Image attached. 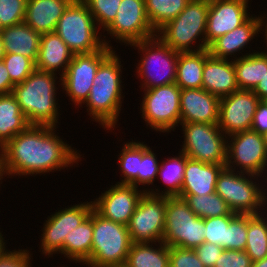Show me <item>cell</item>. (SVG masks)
<instances>
[{
    "label": "cell",
    "mask_w": 267,
    "mask_h": 267,
    "mask_svg": "<svg viewBox=\"0 0 267 267\" xmlns=\"http://www.w3.org/2000/svg\"><path fill=\"white\" fill-rule=\"evenodd\" d=\"M112 267H129V266L124 263V264L116 265V266H112Z\"/></svg>",
    "instance_id": "680465c9"
},
{
    "label": "cell",
    "mask_w": 267,
    "mask_h": 267,
    "mask_svg": "<svg viewBox=\"0 0 267 267\" xmlns=\"http://www.w3.org/2000/svg\"><path fill=\"white\" fill-rule=\"evenodd\" d=\"M208 49L179 53L175 84L180 89L202 88V74Z\"/></svg>",
    "instance_id": "f546056e"
},
{
    "label": "cell",
    "mask_w": 267,
    "mask_h": 267,
    "mask_svg": "<svg viewBox=\"0 0 267 267\" xmlns=\"http://www.w3.org/2000/svg\"><path fill=\"white\" fill-rule=\"evenodd\" d=\"M1 229V228H0ZM4 234H2V231L0 230V253L6 248L8 247L6 245V240L5 238L3 237Z\"/></svg>",
    "instance_id": "f5cc1de1"
},
{
    "label": "cell",
    "mask_w": 267,
    "mask_h": 267,
    "mask_svg": "<svg viewBox=\"0 0 267 267\" xmlns=\"http://www.w3.org/2000/svg\"><path fill=\"white\" fill-rule=\"evenodd\" d=\"M251 130L261 135L267 132V105L261 100L257 105L251 125Z\"/></svg>",
    "instance_id": "7dc6e473"
},
{
    "label": "cell",
    "mask_w": 267,
    "mask_h": 267,
    "mask_svg": "<svg viewBox=\"0 0 267 267\" xmlns=\"http://www.w3.org/2000/svg\"><path fill=\"white\" fill-rule=\"evenodd\" d=\"M251 267H267V257L256 262H252Z\"/></svg>",
    "instance_id": "816d5d0a"
},
{
    "label": "cell",
    "mask_w": 267,
    "mask_h": 267,
    "mask_svg": "<svg viewBox=\"0 0 267 267\" xmlns=\"http://www.w3.org/2000/svg\"><path fill=\"white\" fill-rule=\"evenodd\" d=\"M73 0H27L24 22L39 34L55 32L58 20Z\"/></svg>",
    "instance_id": "d4e9b609"
},
{
    "label": "cell",
    "mask_w": 267,
    "mask_h": 267,
    "mask_svg": "<svg viewBox=\"0 0 267 267\" xmlns=\"http://www.w3.org/2000/svg\"><path fill=\"white\" fill-rule=\"evenodd\" d=\"M27 0H0V24L2 28L24 22Z\"/></svg>",
    "instance_id": "b9f144b4"
},
{
    "label": "cell",
    "mask_w": 267,
    "mask_h": 267,
    "mask_svg": "<svg viewBox=\"0 0 267 267\" xmlns=\"http://www.w3.org/2000/svg\"><path fill=\"white\" fill-rule=\"evenodd\" d=\"M29 125L15 97L0 95V149Z\"/></svg>",
    "instance_id": "f1b7e54d"
},
{
    "label": "cell",
    "mask_w": 267,
    "mask_h": 267,
    "mask_svg": "<svg viewBox=\"0 0 267 267\" xmlns=\"http://www.w3.org/2000/svg\"><path fill=\"white\" fill-rule=\"evenodd\" d=\"M252 261L245 251L223 250L213 267H251Z\"/></svg>",
    "instance_id": "f6af8a7d"
},
{
    "label": "cell",
    "mask_w": 267,
    "mask_h": 267,
    "mask_svg": "<svg viewBox=\"0 0 267 267\" xmlns=\"http://www.w3.org/2000/svg\"><path fill=\"white\" fill-rule=\"evenodd\" d=\"M2 30H3V28H2V26H1V24H0V33H1Z\"/></svg>",
    "instance_id": "6125c7cd"
},
{
    "label": "cell",
    "mask_w": 267,
    "mask_h": 267,
    "mask_svg": "<svg viewBox=\"0 0 267 267\" xmlns=\"http://www.w3.org/2000/svg\"><path fill=\"white\" fill-rule=\"evenodd\" d=\"M93 242L88 267H112L126 263L133 244L128 227L99 215L93 209Z\"/></svg>",
    "instance_id": "ba28073f"
},
{
    "label": "cell",
    "mask_w": 267,
    "mask_h": 267,
    "mask_svg": "<svg viewBox=\"0 0 267 267\" xmlns=\"http://www.w3.org/2000/svg\"><path fill=\"white\" fill-rule=\"evenodd\" d=\"M189 208L201 218L220 217L224 215H237L233 213L227 202L216 192L207 195L180 194Z\"/></svg>",
    "instance_id": "836d02e7"
},
{
    "label": "cell",
    "mask_w": 267,
    "mask_h": 267,
    "mask_svg": "<svg viewBox=\"0 0 267 267\" xmlns=\"http://www.w3.org/2000/svg\"><path fill=\"white\" fill-rule=\"evenodd\" d=\"M202 89L219 98L239 90L233 59L215 58L209 55L204 62Z\"/></svg>",
    "instance_id": "7402d4cb"
},
{
    "label": "cell",
    "mask_w": 267,
    "mask_h": 267,
    "mask_svg": "<svg viewBox=\"0 0 267 267\" xmlns=\"http://www.w3.org/2000/svg\"><path fill=\"white\" fill-rule=\"evenodd\" d=\"M262 136H263V140H264L265 147H266V150H267V132H265L264 134H262Z\"/></svg>",
    "instance_id": "9f6ffc18"
},
{
    "label": "cell",
    "mask_w": 267,
    "mask_h": 267,
    "mask_svg": "<svg viewBox=\"0 0 267 267\" xmlns=\"http://www.w3.org/2000/svg\"><path fill=\"white\" fill-rule=\"evenodd\" d=\"M258 34H261L260 17L259 15H252L240 27L214 40L208 46L209 54L215 58L230 59L231 57V60L232 58L234 60L246 56L247 54L255 53L256 50L252 49L253 52L249 50V53L247 52L245 55L242 54L244 51L243 49L246 48ZM240 53L242 56H239Z\"/></svg>",
    "instance_id": "44dd1931"
},
{
    "label": "cell",
    "mask_w": 267,
    "mask_h": 267,
    "mask_svg": "<svg viewBox=\"0 0 267 267\" xmlns=\"http://www.w3.org/2000/svg\"><path fill=\"white\" fill-rule=\"evenodd\" d=\"M125 264L129 267H169V246L162 241L133 243Z\"/></svg>",
    "instance_id": "1f68e13d"
},
{
    "label": "cell",
    "mask_w": 267,
    "mask_h": 267,
    "mask_svg": "<svg viewBox=\"0 0 267 267\" xmlns=\"http://www.w3.org/2000/svg\"><path fill=\"white\" fill-rule=\"evenodd\" d=\"M93 210L90 215L64 238V257L73 263L85 264L91 256L93 242Z\"/></svg>",
    "instance_id": "4316f807"
},
{
    "label": "cell",
    "mask_w": 267,
    "mask_h": 267,
    "mask_svg": "<svg viewBox=\"0 0 267 267\" xmlns=\"http://www.w3.org/2000/svg\"><path fill=\"white\" fill-rule=\"evenodd\" d=\"M115 49L104 45L100 50L87 54H75L61 77L63 93L69 97L72 104L80 108L88 99L93 79L99 65ZM65 91V92H64Z\"/></svg>",
    "instance_id": "7c38bea8"
},
{
    "label": "cell",
    "mask_w": 267,
    "mask_h": 267,
    "mask_svg": "<svg viewBox=\"0 0 267 267\" xmlns=\"http://www.w3.org/2000/svg\"><path fill=\"white\" fill-rule=\"evenodd\" d=\"M141 117L157 133L171 132L180 125V93L175 84L143 90Z\"/></svg>",
    "instance_id": "8fae6325"
},
{
    "label": "cell",
    "mask_w": 267,
    "mask_h": 267,
    "mask_svg": "<svg viewBox=\"0 0 267 267\" xmlns=\"http://www.w3.org/2000/svg\"><path fill=\"white\" fill-rule=\"evenodd\" d=\"M204 236V219L182 197L167 196L162 242L169 247L194 249L204 242Z\"/></svg>",
    "instance_id": "9c48e42d"
},
{
    "label": "cell",
    "mask_w": 267,
    "mask_h": 267,
    "mask_svg": "<svg viewBox=\"0 0 267 267\" xmlns=\"http://www.w3.org/2000/svg\"><path fill=\"white\" fill-rule=\"evenodd\" d=\"M129 141L124 142L118 155L117 165L121 169L120 175L123 179L116 183L129 184L138 188V171L142 160V142H138V140Z\"/></svg>",
    "instance_id": "e575fe53"
},
{
    "label": "cell",
    "mask_w": 267,
    "mask_h": 267,
    "mask_svg": "<svg viewBox=\"0 0 267 267\" xmlns=\"http://www.w3.org/2000/svg\"><path fill=\"white\" fill-rule=\"evenodd\" d=\"M260 178L224 166L217 177L215 192L227 202L233 213L261 214L266 211V190L265 184H261L264 179Z\"/></svg>",
    "instance_id": "8992f818"
},
{
    "label": "cell",
    "mask_w": 267,
    "mask_h": 267,
    "mask_svg": "<svg viewBox=\"0 0 267 267\" xmlns=\"http://www.w3.org/2000/svg\"><path fill=\"white\" fill-rule=\"evenodd\" d=\"M132 46L141 53L135 72L140 77L142 90L175 83L179 52L174 51L157 35L130 45Z\"/></svg>",
    "instance_id": "52a82bcc"
},
{
    "label": "cell",
    "mask_w": 267,
    "mask_h": 267,
    "mask_svg": "<svg viewBox=\"0 0 267 267\" xmlns=\"http://www.w3.org/2000/svg\"><path fill=\"white\" fill-rule=\"evenodd\" d=\"M190 0H144L146 14L154 31L175 19Z\"/></svg>",
    "instance_id": "d590c367"
},
{
    "label": "cell",
    "mask_w": 267,
    "mask_h": 267,
    "mask_svg": "<svg viewBox=\"0 0 267 267\" xmlns=\"http://www.w3.org/2000/svg\"><path fill=\"white\" fill-rule=\"evenodd\" d=\"M249 0H210L206 23V49L220 36L240 27L252 15Z\"/></svg>",
    "instance_id": "d6986e66"
},
{
    "label": "cell",
    "mask_w": 267,
    "mask_h": 267,
    "mask_svg": "<svg viewBox=\"0 0 267 267\" xmlns=\"http://www.w3.org/2000/svg\"><path fill=\"white\" fill-rule=\"evenodd\" d=\"M125 47L156 36L146 14L144 0H122L116 18L103 31ZM119 40V41H118Z\"/></svg>",
    "instance_id": "2e32d148"
},
{
    "label": "cell",
    "mask_w": 267,
    "mask_h": 267,
    "mask_svg": "<svg viewBox=\"0 0 267 267\" xmlns=\"http://www.w3.org/2000/svg\"><path fill=\"white\" fill-rule=\"evenodd\" d=\"M56 128L58 127L29 125L3 146L0 151L5 177L45 176L50 172L65 168L68 170V167L79 165L82 155L56 134Z\"/></svg>",
    "instance_id": "6da1fadb"
},
{
    "label": "cell",
    "mask_w": 267,
    "mask_h": 267,
    "mask_svg": "<svg viewBox=\"0 0 267 267\" xmlns=\"http://www.w3.org/2000/svg\"><path fill=\"white\" fill-rule=\"evenodd\" d=\"M5 53L23 55L35 63L38 59L41 34L22 22L1 31Z\"/></svg>",
    "instance_id": "484cf974"
},
{
    "label": "cell",
    "mask_w": 267,
    "mask_h": 267,
    "mask_svg": "<svg viewBox=\"0 0 267 267\" xmlns=\"http://www.w3.org/2000/svg\"><path fill=\"white\" fill-rule=\"evenodd\" d=\"M28 249L8 250L0 253V267H32L33 259Z\"/></svg>",
    "instance_id": "ee69618b"
},
{
    "label": "cell",
    "mask_w": 267,
    "mask_h": 267,
    "mask_svg": "<svg viewBox=\"0 0 267 267\" xmlns=\"http://www.w3.org/2000/svg\"><path fill=\"white\" fill-rule=\"evenodd\" d=\"M220 98L202 88L181 89L180 123H218Z\"/></svg>",
    "instance_id": "ffe728a7"
},
{
    "label": "cell",
    "mask_w": 267,
    "mask_h": 267,
    "mask_svg": "<svg viewBox=\"0 0 267 267\" xmlns=\"http://www.w3.org/2000/svg\"><path fill=\"white\" fill-rule=\"evenodd\" d=\"M223 248L220 245L203 242L201 245L194 248L198 258L203 263L204 267H213L216 261L220 258Z\"/></svg>",
    "instance_id": "bcb514c9"
},
{
    "label": "cell",
    "mask_w": 267,
    "mask_h": 267,
    "mask_svg": "<svg viewBox=\"0 0 267 267\" xmlns=\"http://www.w3.org/2000/svg\"><path fill=\"white\" fill-rule=\"evenodd\" d=\"M226 164H207L185 155V171L180 194L207 195L215 192L216 180Z\"/></svg>",
    "instance_id": "603a6c76"
},
{
    "label": "cell",
    "mask_w": 267,
    "mask_h": 267,
    "mask_svg": "<svg viewBox=\"0 0 267 267\" xmlns=\"http://www.w3.org/2000/svg\"><path fill=\"white\" fill-rule=\"evenodd\" d=\"M261 101L267 105V97L263 98Z\"/></svg>",
    "instance_id": "94428289"
},
{
    "label": "cell",
    "mask_w": 267,
    "mask_h": 267,
    "mask_svg": "<svg viewBox=\"0 0 267 267\" xmlns=\"http://www.w3.org/2000/svg\"><path fill=\"white\" fill-rule=\"evenodd\" d=\"M265 187H266L265 190L267 191V186L265 185ZM265 202H266V203H265V204H266L265 207H266V212H267V192H266V194H265Z\"/></svg>",
    "instance_id": "6f0895ef"
},
{
    "label": "cell",
    "mask_w": 267,
    "mask_h": 267,
    "mask_svg": "<svg viewBox=\"0 0 267 267\" xmlns=\"http://www.w3.org/2000/svg\"><path fill=\"white\" fill-rule=\"evenodd\" d=\"M266 173H267V169H266ZM263 179H265L264 182H263V184H264V183L267 182V181H266V180H267V174L264 175Z\"/></svg>",
    "instance_id": "91938a15"
},
{
    "label": "cell",
    "mask_w": 267,
    "mask_h": 267,
    "mask_svg": "<svg viewBox=\"0 0 267 267\" xmlns=\"http://www.w3.org/2000/svg\"><path fill=\"white\" fill-rule=\"evenodd\" d=\"M89 8L100 30H105L116 18L122 0H82Z\"/></svg>",
    "instance_id": "8d00e7d4"
},
{
    "label": "cell",
    "mask_w": 267,
    "mask_h": 267,
    "mask_svg": "<svg viewBox=\"0 0 267 267\" xmlns=\"http://www.w3.org/2000/svg\"><path fill=\"white\" fill-rule=\"evenodd\" d=\"M169 267H204L194 249L169 247Z\"/></svg>",
    "instance_id": "7bdbcfd3"
},
{
    "label": "cell",
    "mask_w": 267,
    "mask_h": 267,
    "mask_svg": "<svg viewBox=\"0 0 267 267\" xmlns=\"http://www.w3.org/2000/svg\"><path fill=\"white\" fill-rule=\"evenodd\" d=\"M265 216V217H264ZM252 262L267 257V213L247 214V243L244 250Z\"/></svg>",
    "instance_id": "d6a6232c"
},
{
    "label": "cell",
    "mask_w": 267,
    "mask_h": 267,
    "mask_svg": "<svg viewBox=\"0 0 267 267\" xmlns=\"http://www.w3.org/2000/svg\"><path fill=\"white\" fill-rule=\"evenodd\" d=\"M13 87L8 70L4 62L0 60V95L10 94Z\"/></svg>",
    "instance_id": "c3c4849f"
},
{
    "label": "cell",
    "mask_w": 267,
    "mask_h": 267,
    "mask_svg": "<svg viewBox=\"0 0 267 267\" xmlns=\"http://www.w3.org/2000/svg\"><path fill=\"white\" fill-rule=\"evenodd\" d=\"M55 32L74 55L92 53L104 45L113 47L111 40H106V36L100 32L93 15L82 0H73L68 5L58 20Z\"/></svg>",
    "instance_id": "5b68a950"
},
{
    "label": "cell",
    "mask_w": 267,
    "mask_h": 267,
    "mask_svg": "<svg viewBox=\"0 0 267 267\" xmlns=\"http://www.w3.org/2000/svg\"><path fill=\"white\" fill-rule=\"evenodd\" d=\"M264 15H265V17H264ZM259 17H260V31H262L261 33L263 34H265V36L263 35V38L266 40H263L266 44H267V16H266V14H263V15H261V14H259ZM266 19V20H265ZM266 47H267V45H266ZM264 51H267V50H264Z\"/></svg>",
    "instance_id": "f907efd6"
},
{
    "label": "cell",
    "mask_w": 267,
    "mask_h": 267,
    "mask_svg": "<svg viewBox=\"0 0 267 267\" xmlns=\"http://www.w3.org/2000/svg\"><path fill=\"white\" fill-rule=\"evenodd\" d=\"M240 90H254L267 72V51H256L233 60Z\"/></svg>",
    "instance_id": "83f0119b"
},
{
    "label": "cell",
    "mask_w": 267,
    "mask_h": 267,
    "mask_svg": "<svg viewBox=\"0 0 267 267\" xmlns=\"http://www.w3.org/2000/svg\"><path fill=\"white\" fill-rule=\"evenodd\" d=\"M235 216L236 215H224L220 217L204 218V242L220 245L226 250L227 227Z\"/></svg>",
    "instance_id": "ab89813d"
},
{
    "label": "cell",
    "mask_w": 267,
    "mask_h": 267,
    "mask_svg": "<svg viewBox=\"0 0 267 267\" xmlns=\"http://www.w3.org/2000/svg\"><path fill=\"white\" fill-rule=\"evenodd\" d=\"M57 84H61V77L57 74L35 69L22 83L13 87L11 94L30 125L56 127L60 123Z\"/></svg>",
    "instance_id": "3957f363"
},
{
    "label": "cell",
    "mask_w": 267,
    "mask_h": 267,
    "mask_svg": "<svg viewBox=\"0 0 267 267\" xmlns=\"http://www.w3.org/2000/svg\"><path fill=\"white\" fill-rule=\"evenodd\" d=\"M260 98L253 90H237L220 98L217 125L226 135L251 130Z\"/></svg>",
    "instance_id": "e0dca14e"
},
{
    "label": "cell",
    "mask_w": 267,
    "mask_h": 267,
    "mask_svg": "<svg viewBox=\"0 0 267 267\" xmlns=\"http://www.w3.org/2000/svg\"><path fill=\"white\" fill-rule=\"evenodd\" d=\"M160 167L158 171V178L166 186L164 191L159 188L152 187L147 191L150 195L156 196H179L181 186L183 183V176L185 171V154L179 152L174 157H168L165 160L159 161Z\"/></svg>",
    "instance_id": "4dcf8cb0"
},
{
    "label": "cell",
    "mask_w": 267,
    "mask_h": 267,
    "mask_svg": "<svg viewBox=\"0 0 267 267\" xmlns=\"http://www.w3.org/2000/svg\"><path fill=\"white\" fill-rule=\"evenodd\" d=\"M247 243V214H237L229 223L226 250L244 251Z\"/></svg>",
    "instance_id": "60d3db41"
},
{
    "label": "cell",
    "mask_w": 267,
    "mask_h": 267,
    "mask_svg": "<svg viewBox=\"0 0 267 267\" xmlns=\"http://www.w3.org/2000/svg\"><path fill=\"white\" fill-rule=\"evenodd\" d=\"M165 210L166 196L150 195L145 192L127 225L132 242H161L165 226Z\"/></svg>",
    "instance_id": "9a60e30c"
},
{
    "label": "cell",
    "mask_w": 267,
    "mask_h": 267,
    "mask_svg": "<svg viewBox=\"0 0 267 267\" xmlns=\"http://www.w3.org/2000/svg\"><path fill=\"white\" fill-rule=\"evenodd\" d=\"M73 55L69 47L56 32L42 34L36 69L59 74V77H62Z\"/></svg>",
    "instance_id": "cb8c5ba5"
},
{
    "label": "cell",
    "mask_w": 267,
    "mask_h": 267,
    "mask_svg": "<svg viewBox=\"0 0 267 267\" xmlns=\"http://www.w3.org/2000/svg\"><path fill=\"white\" fill-rule=\"evenodd\" d=\"M227 160L229 169L264 177L267 168V150L263 136L253 130H245L227 136Z\"/></svg>",
    "instance_id": "4fadbf2b"
},
{
    "label": "cell",
    "mask_w": 267,
    "mask_h": 267,
    "mask_svg": "<svg viewBox=\"0 0 267 267\" xmlns=\"http://www.w3.org/2000/svg\"><path fill=\"white\" fill-rule=\"evenodd\" d=\"M4 56H5V50H4V45L2 41V36L0 33V60H2Z\"/></svg>",
    "instance_id": "11a10c76"
},
{
    "label": "cell",
    "mask_w": 267,
    "mask_h": 267,
    "mask_svg": "<svg viewBox=\"0 0 267 267\" xmlns=\"http://www.w3.org/2000/svg\"><path fill=\"white\" fill-rule=\"evenodd\" d=\"M144 193L141 187L115 183L93 199V209L102 217L127 226Z\"/></svg>",
    "instance_id": "ac0fdd59"
},
{
    "label": "cell",
    "mask_w": 267,
    "mask_h": 267,
    "mask_svg": "<svg viewBox=\"0 0 267 267\" xmlns=\"http://www.w3.org/2000/svg\"><path fill=\"white\" fill-rule=\"evenodd\" d=\"M253 92L262 100L267 97V72L263 79L258 83Z\"/></svg>",
    "instance_id": "681fc988"
},
{
    "label": "cell",
    "mask_w": 267,
    "mask_h": 267,
    "mask_svg": "<svg viewBox=\"0 0 267 267\" xmlns=\"http://www.w3.org/2000/svg\"><path fill=\"white\" fill-rule=\"evenodd\" d=\"M92 201L73 204L67 208L56 210L43 223L40 237L41 254L52 257L53 254L64 255V238L74 228H77L92 212ZM42 250V251H41Z\"/></svg>",
    "instance_id": "5bb4252c"
},
{
    "label": "cell",
    "mask_w": 267,
    "mask_h": 267,
    "mask_svg": "<svg viewBox=\"0 0 267 267\" xmlns=\"http://www.w3.org/2000/svg\"><path fill=\"white\" fill-rule=\"evenodd\" d=\"M160 163L156 157V153L150 146L142 142V160L140 162V167L138 171V187L140 185L145 186L142 187V190L147 192L150 188V185H154V181L156 178L158 179V171H159Z\"/></svg>",
    "instance_id": "f35d334b"
},
{
    "label": "cell",
    "mask_w": 267,
    "mask_h": 267,
    "mask_svg": "<svg viewBox=\"0 0 267 267\" xmlns=\"http://www.w3.org/2000/svg\"><path fill=\"white\" fill-rule=\"evenodd\" d=\"M2 61L14 86L22 83L36 69V63L33 60L20 54L5 53Z\"/></svg>",
    "instance_id": "74e56055"
},
{
    "label": "cell",
    "mask_w": 267,
    "mask_h": 267,
    "mask_svg": "<svg viewBox=\"0 0 267 267\" xmlns=\"http://www.w3.org/2000/svg\"><path fill=\"white\" fill-rule=\"evenodd\" d=\"M5 179L4 171H3V164H2V154L0 151V184H2V180ZM1 187V185H0Z\"/></svg>",
    "instance_id": "db71d44e"
},
{
    "label": "cell",
    "mask_w": 267,
    "mask_h": 267,
    "mask_svg": "<svg viewBox=\"0 0 267 267\" xmlns=\"http://www.w3.org/2000/svg\"><path fill=\"white\" fill-rule=\"evenodd\" d=\"M209 6L210 0H190L185 9L162 26L156 35L179 53L205 50Z\"/></svg>",
    "instance_id": "277c9868"
},
{
    "label": "cell",
    "mask_w": 267,
    "mask_h": 267,
    "mask_svg": "<svg viewBox=\"0 0 267 267\" xmlns=\"http://www.w3.org/2000/svg\"><path fill=\"white\" fill-rule=\"evenodd\" d=\"M121 62V58L114 50L99 65L89 97L80 107L86 105L84 107H87L86 112L92 118L91 121L98 123L106 129L105 131L112 132L119 125L117 122L125 97L124 86L121 84L123 82Z\"/></svg>",
    "instance_id": "7a4b0ae2"
},
{
    "label": "cell",
    "mask_w": 267,
    "mask_h": 267,
    "mask_svg": "<svg viewBox=\"0 0 267 267\" xmlns=\"http://www.w3.org/2000/svg\"><path fill=\"white\" fill-rule=\"evenodd\" d=\"M182 149L188 158L207 164H226L227 136L217 124L180 123Z\"/></svg>",
    "instance_id": "30bf717a"
}]
</instances>
